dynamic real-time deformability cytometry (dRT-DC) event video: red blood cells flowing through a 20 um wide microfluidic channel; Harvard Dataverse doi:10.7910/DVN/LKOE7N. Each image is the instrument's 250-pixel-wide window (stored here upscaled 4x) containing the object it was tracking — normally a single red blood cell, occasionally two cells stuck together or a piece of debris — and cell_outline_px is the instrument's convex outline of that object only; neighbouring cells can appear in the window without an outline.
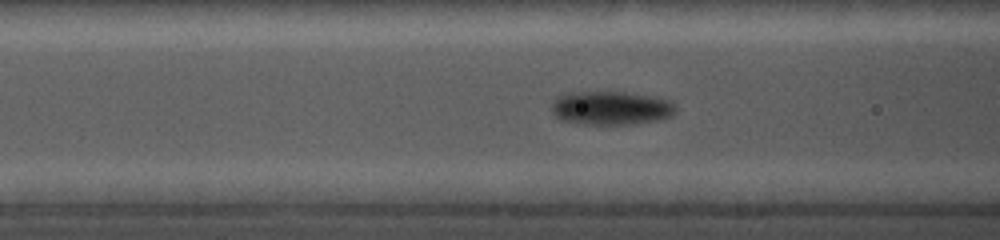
{"species": "common noctule bat (a hibernating species)", "species_latin": "Nyctalus noctula", "temperature_condition": "cold", "stored_images_in_passage": 48, "camera_frame_rate_fps": 5000, "um_per_image_px": 0.085, "animal": {"sex": "female", "body_mass_g": 19.0, "forearm_length_mm": 56.7}, "frame": {"image": 1, "passage_image": 22, "time_ms": 6.8, "image_size_px": [1000, 240], "cell_outline_px": [[676, 112], [672, 116], [660, 120], [632, 124], [584, 124], [560, 120], [552, 112], [552, 104], [556, 96], [572, 92], [620, 92], [648, 96], [668, 100], [676, 108]], "centroid_in_image_um": [51.91, 9.19], "position_along_channel_um": 114.7, "area_um2": 24.22}}
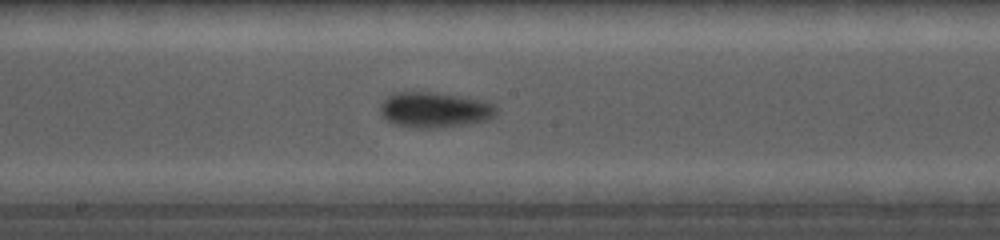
{"frame": {"image": 2, "passage_image": 30, "time_ms": 9.4, "image_size_px": [1000, 240], "cell_outline_px": [[500, 108], [488, 120], [468, 124], [432, 128], [416, 128], [392, 124], [380, 112], [380, 108], [384, 100], [388, 96], [396, 92], [436, 92], [468, 96], [484, 100]], "centroid_in_image_um": [36.98, 9.32], "position_along_channel_um": 211.2, "area_um2": 24.22}}
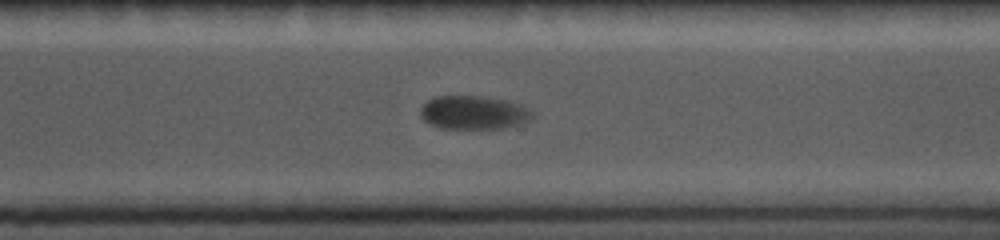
{"frame": {"image": 3, "passage_image": 40, "time_ms": 12.6, "image_size_px": [1000, 240], "cell_outline_px": [[532, 116], [528, 120], [504, 128], [440, 128], [424, 120], [420, 116], [420, 108], [432, 96], [480, 96], [520, 104], [528, 108], [532, 112]], "centroid_in_image_um": [40.19, 9.56], "position_along_channel_um": 330.4, "area_um2": 21.5}}